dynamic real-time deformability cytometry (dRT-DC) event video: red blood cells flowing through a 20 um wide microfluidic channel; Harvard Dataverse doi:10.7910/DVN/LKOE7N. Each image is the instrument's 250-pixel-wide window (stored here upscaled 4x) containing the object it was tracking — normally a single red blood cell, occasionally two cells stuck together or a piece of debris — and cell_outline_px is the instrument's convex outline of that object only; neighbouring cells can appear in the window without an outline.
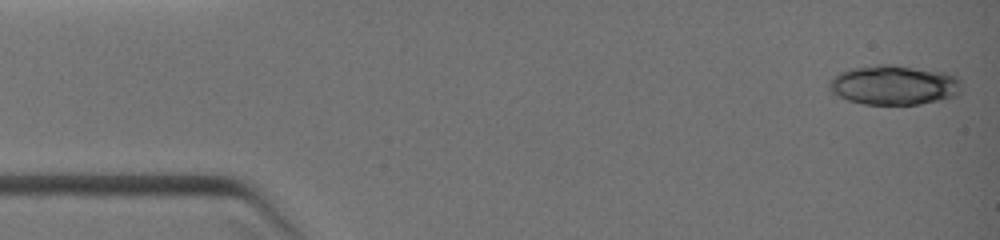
{"species": "common noctule bat (a hibernating species)", "species_latin": "Nyctalus noctula", "temperature_condition": "warm", "stored_images_in_passage": 4, "camera_frame_rate_fps": 3000, "um_per_image_px": 0.085, "animal": {"sex": "female", "body_mass_g": 19.0, "forearm_length_mm": 51.5}, "frame": {"image": 1, "passage_image": 1, "time_ms": 0.0, "image_size_px": [1000, 240], "cell_outline_px": [[960, 92], [956, 96], [940, 100], [920, 104], [864, 104], [848, 100], [832, 92], [828, 88], [828, 80], [840, 72], [852, 68], [880, 64], [888, 64], [940, 72], [952, 76], [960, 80]], "centroid_in_image_um": [75.94, 7.24], "position_along_channel_um": 9.1, "area_um2": 30.17}}
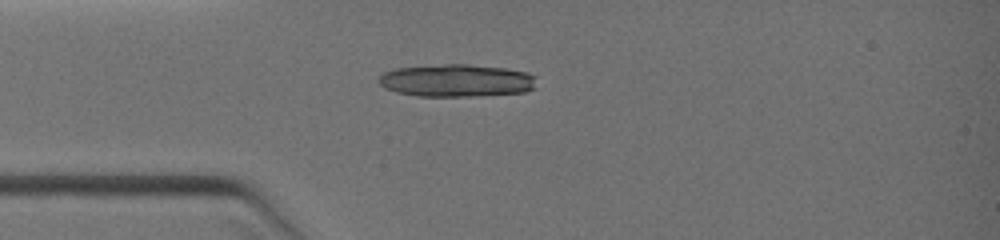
{"frame": {"image": 2, "passage_image": 4, "time_ms": 2.667, "image_size_px": [1000, 240], "cell_outline_px": [[536, 88], [524, 92], [472, 96], [416, 96], [396, 92], [384, 88], [376, 80], [384, 72], [392, 68], [444, 64], [468, 64], [504, 68], [528, 72], [536, 76]], "centroid_in_image_um": [38.79, 6.84], "position_along_channel_um": 46.2, "area_um2": 30.29}}